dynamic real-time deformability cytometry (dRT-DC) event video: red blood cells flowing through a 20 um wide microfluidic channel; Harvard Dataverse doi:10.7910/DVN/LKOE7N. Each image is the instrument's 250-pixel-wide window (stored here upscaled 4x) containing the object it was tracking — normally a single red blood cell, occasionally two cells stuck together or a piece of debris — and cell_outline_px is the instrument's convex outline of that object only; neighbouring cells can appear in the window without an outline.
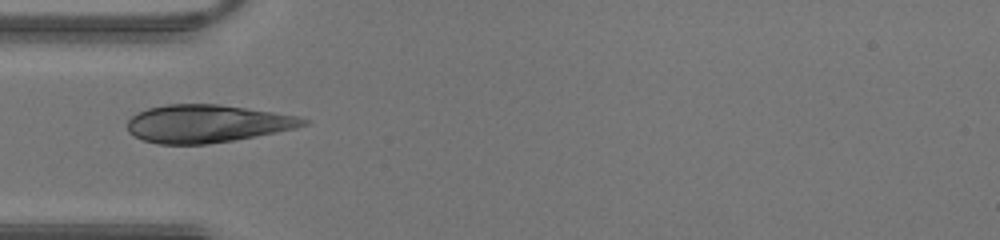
{"species": "human", "species_latin": "Homo sapiens", "temperature_condition": "warm", "stored_images_in_passage": 30, "camera_frame_rate_fps": 3000, "um_per_image_px": 0.085, "donor": {"sex": "male"}, "frame": {"image": 1, "passage_image": 1, "time_ms": 0.0, "image_size_px": [1000, 240], "cell_outline_px": [[308, 124], [296, 128], [276, 132], [232, 140], [208, 144], [160, 144], [144, 140], [128, 132], [128, 120], [136, 112], [148, 108], [168, 104], [216, 104], [272, 112], [296, 116], [308, 120]], "centroid_in_image_um": [17.56, 10.51], "position_along_channel_um": 67.4, "area_um2": 38.32}}
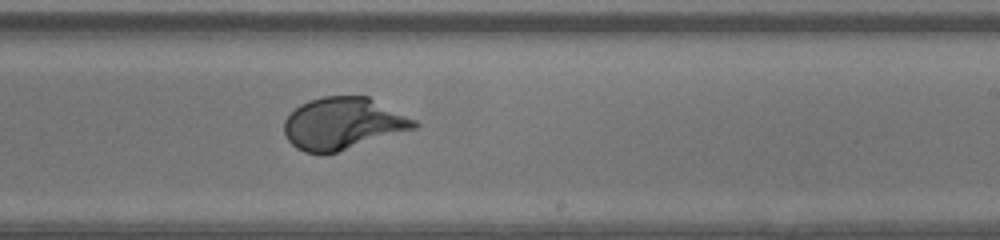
{"frame": {"image": 2, "passage_image": 13, "time_ms": 4.0, "image_size_px": [1000, 240], "cell_outline_px": [[420, 124], [416, 128], [324, 156], [320, 156], [304, 152], [296, 148], [288, 140], [284, 132], [284, 120], [300, 104], [308, 100], [324, 96], [368, 96], [416, 120]], "centroid_in_image_um": [29.13, 10.52], "position_along_channel_um": 259.9, "area_um2": 39.59}}
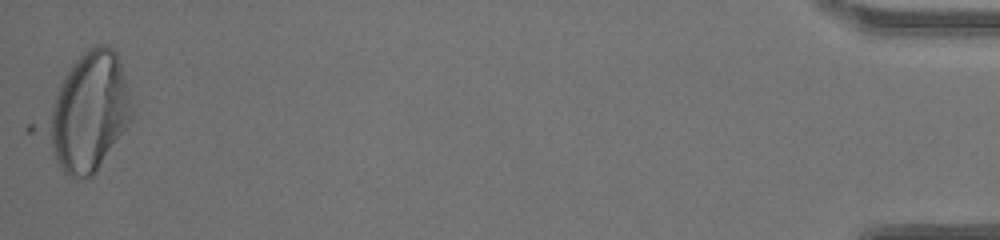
{"frame": {"image": 3, "passage_image": 30, "time_ms": 9.667, "image_size_px": [1000, 240], "cell_outline_px": [[132, 120], [92, 176], [68, 176], [60, 168], [24, 128], [68, 68], [80, 52], [96, 44], [104, 44], [112, 48], [116, 52], [128, 88], [132, 108]], "centroid_in_image_um": [7.16, 9.57], "position_along_channel_um": 428.0, "area_um2": 64.27}}